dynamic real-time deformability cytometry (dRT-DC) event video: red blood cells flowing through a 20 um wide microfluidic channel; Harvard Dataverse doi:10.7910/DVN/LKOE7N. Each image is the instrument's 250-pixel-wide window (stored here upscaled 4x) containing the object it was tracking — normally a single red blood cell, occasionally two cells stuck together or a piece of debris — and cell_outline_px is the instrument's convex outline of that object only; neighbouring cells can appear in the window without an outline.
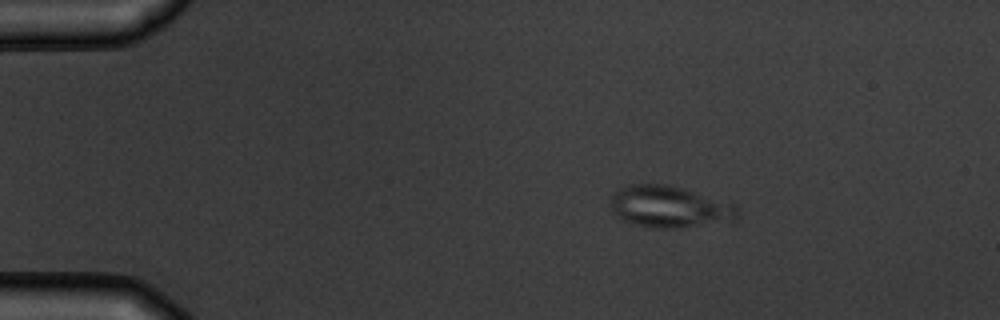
{"species": "common noctule bat (a hibernating species)", "species_latin": "Nyctalus noctula", "temperature_condition": "warm", "stored_images_in_passage": 3, "camera_frame_rate_fps": 3000, "um_per_image_px": 0.085, "animal": {"sex": "male", "body_mass_g": 19.5, "forearm_length_mm": 54.6}, "frame": {"image": 1, "passage_image": 1, "time_ms": 0.0, "image_size_px": [1000, 320], "cell_outline_px": [[740, 208], [736, 216], [732, 220], [680, 228], [648, 228], [632, 224], [616, 216], [612, 212], [608, 204], [612, 196], [620, 188], [628, 184], [668, 184], [736, 204]], "centroid_in_image_um": [56.85, 17.58], "position_along_channel_um": 28.2, "area_um2": 30.98}}